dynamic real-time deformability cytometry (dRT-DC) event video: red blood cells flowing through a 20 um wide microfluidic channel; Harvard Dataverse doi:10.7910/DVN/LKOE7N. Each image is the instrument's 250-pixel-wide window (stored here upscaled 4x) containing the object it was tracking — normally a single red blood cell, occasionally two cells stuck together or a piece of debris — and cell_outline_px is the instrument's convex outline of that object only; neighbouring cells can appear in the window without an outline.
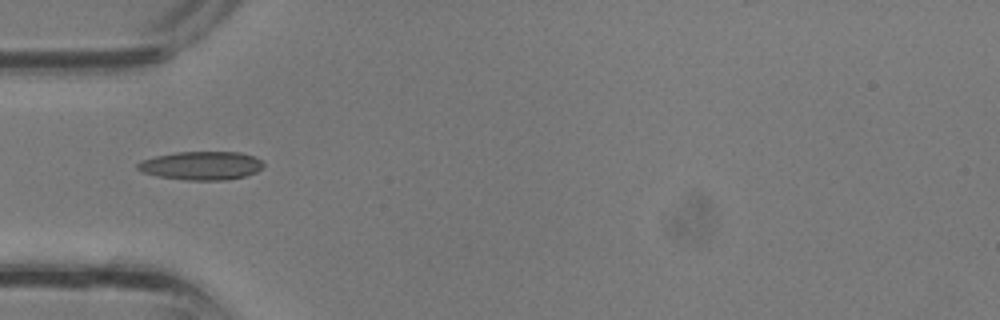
{"species": "common noctule bat (a hibernating species)", "species_latin": "Nyctalus noctula", "temperature_condition": "room temperature", "stored_images_in_passage": 25, "camera_frame_rate_fps": 3000, "um_per_image_px": 0.085, "animal": {"sex": "male", "body_mass_g": 13.3}, "frame": {"image": 1, "passage_image": 1, "time_ms": 0.0, "image_size_px": [1000, 320], "cell_outline_px": [[264, 164], [256, 172], [244, 176], [228, 180], [188, 180], [156, 176], [140, 172], [136, 168], [136, 164], [140, 160], [156, 156], [176, 152], [240, 152], [256, 156]], "centroid_in_image_um": [17.07, 14.07], "position_along_channel_um": 67.9, "area_um2": 21.04}}
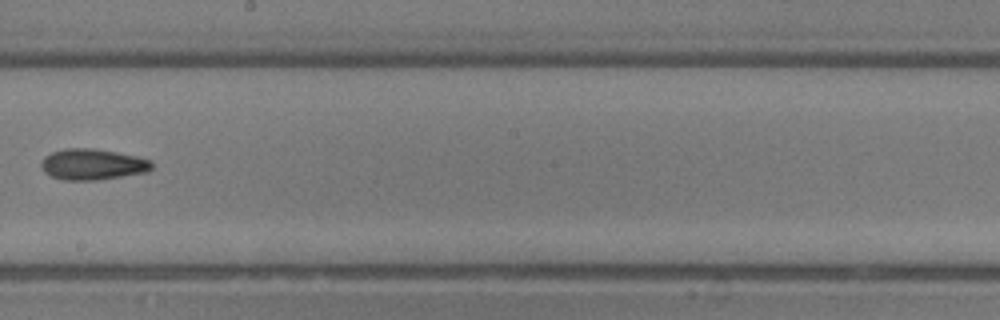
{"frame": {"image": 2, "passage_image": 10, "time_ms": 3.0, "image_size_px": [1000, 320], "cell_outline_px": [[152, 168], [148, 172], [96, 180], [64, 180], [52, 176], [44, 172], [40, 164], [44, 156], [52, 152], [64, 148], [92, 148], [116, 152], [136, 156], [152, 160]], "centroid_in_image_um": [7.86, 13.96], "position_along_channel_um": 240.3, "area_um2": 20.0}}
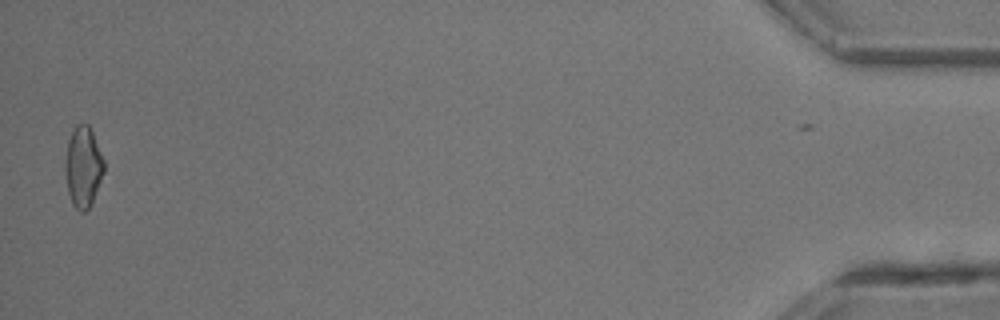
{"frame": {"image": 3, "passage_image": 25, "time_ms": 8.0, "image_size_px": [1000, 320], "cell_outline_px": [[104, 172], [92, 200], [88, 208], [84, 212], [80, 212], [72, 204], [68, 192], [64, 172], [64, 160], [68, 140], [76, 124], [88, 124], [92, 132], [104, 160]], "centroid_in_image_um": [7.04, 14.18], "position_along_channel_um": 428.2, "area_um2": 18.15}}